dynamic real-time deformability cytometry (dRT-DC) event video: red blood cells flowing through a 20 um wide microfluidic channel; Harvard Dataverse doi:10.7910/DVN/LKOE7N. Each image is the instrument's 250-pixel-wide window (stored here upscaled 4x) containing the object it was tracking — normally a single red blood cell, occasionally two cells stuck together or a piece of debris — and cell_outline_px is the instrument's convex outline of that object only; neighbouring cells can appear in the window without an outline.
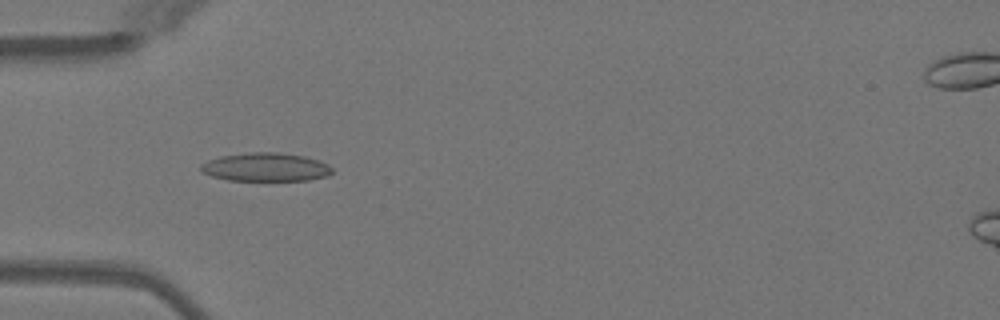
{"species": "Egyptian fruit bat (a non-hibernating species)", "species_latin": "Rousettus aegyptiacus", "temperature_condition": "warm", "stored_images_in_passage": 49, "camera_frame_rate_fps": 3000, "um_per_image_px": 0.085, "animal": {"sex": "female"}, "frame": {"image": 1, "passage_image": 15, "time_ms": 4.667, "image_size_px": [1000, 320], "cell_outline_px": [[332, 172], [328, 176], [308, 180], [228, 180], [212, 176], [204, 172], [200, 168], [200, 164], [208, 160], [220, 156], [252, 152], [276, 152], [304, 156], [328, 164], [332, 168]], "centroid_in_image_um": [22.58, 14.2], "position_along_channel_um": 62.4, "area_um2": 21.62}}
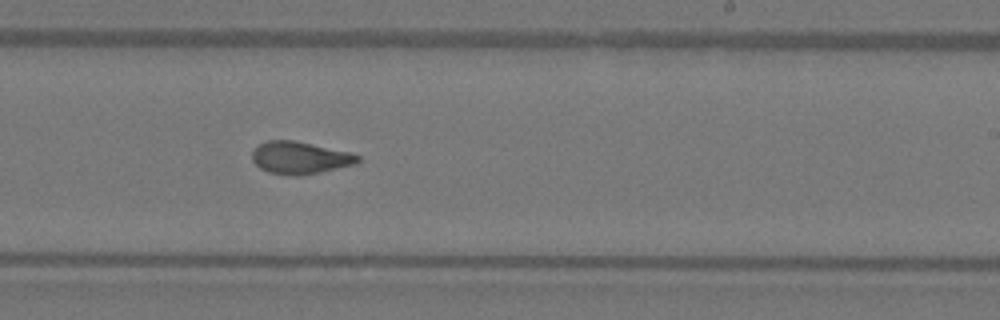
{"frame": {"image": 2, "passage_image": 30, "time_ms": 9.667, "image_size_px": [1000, 320], "cell_outline_px": [[360, 160], [356, 164], [320, 172], [300, 176], [296, 176], [268, 172], [260, 168], [252, 160], [252, 152], [264, 140], [292, 140], [352, 152], [360, 156]], "centroid_in_image_um": [25.51, 13.41], "position_along_channel_um": 263.5, "area_um2": 19.94}}
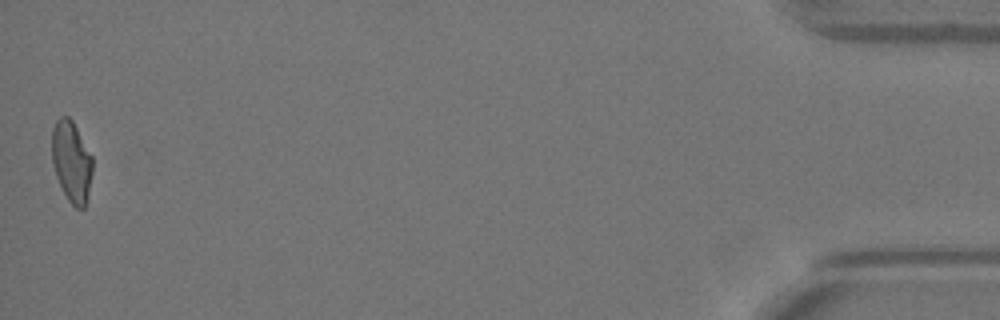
{"frame": {"image": 3, "passage_image": 49, "time_ms": 16.0, "image_size_px": [1000, 320], "cell_outline_px": [[92, 172], [88, 192], [84, 208], [76, 208], [68, 200], [56, 176], [52, 164], [52, 128], [56, 120], [60, 116], [68, 116], [72, 120], [92, 156]], "centroid_in_image_um": [6.06, 13.7], "position_along_channel_um": 429.1, "area_um2": 19.02}, "authors_computed_cell_mechanics": {"area_um2": 19.9988, "velocity_mm_per_s": 4.0647, "shape_relaxation_time_tau1_ms": null, "shape_relaxation_time_tau2_ms": 1.4896, "deformation_change_tau1": null, "deformation_change_tau2": 0.0814}}